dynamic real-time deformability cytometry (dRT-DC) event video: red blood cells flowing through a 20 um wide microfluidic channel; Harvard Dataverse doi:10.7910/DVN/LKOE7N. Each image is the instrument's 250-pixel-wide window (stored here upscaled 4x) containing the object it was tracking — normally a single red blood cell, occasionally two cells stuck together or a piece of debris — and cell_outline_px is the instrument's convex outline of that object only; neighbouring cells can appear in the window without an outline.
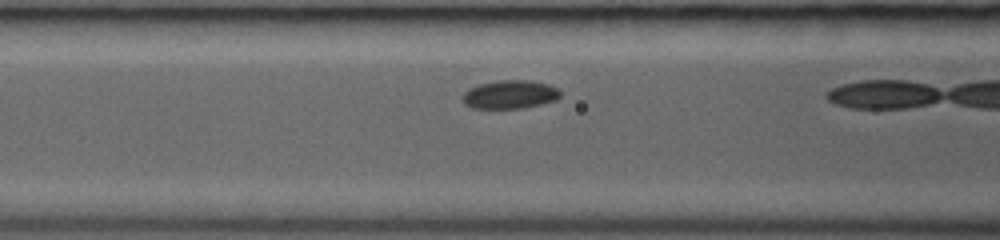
{"species": "common noctule bat (a hibernating species)", "species_latin": "Nyctalus noctula", "temperature_condition": "room temperature", "stored_images_in_passage": 8, "camera_frame_rate_fps": 3000, "um_per_image_px": 0.085, "animal": {"sex": "female", "body_mass_g": 19.0, "forearm_length_mm": 53.3}, "frame": {"image": 1, "passage_image": 7, "time_ms": 2.0, "image_size_px": [1000, 240], "cell_outline_px": [[560, 96], [556, 100], [524, 108], [472, 108], [464, 104], [460, 96], [468, 88], [480, 84], [500, 80], [528, 80], [548, 84], [556, 88], [560, 92]], "centroid_in_image_um": [43.3, 8.03], "position_along_channel_um": 123.3, "area_um2": 16.24}}